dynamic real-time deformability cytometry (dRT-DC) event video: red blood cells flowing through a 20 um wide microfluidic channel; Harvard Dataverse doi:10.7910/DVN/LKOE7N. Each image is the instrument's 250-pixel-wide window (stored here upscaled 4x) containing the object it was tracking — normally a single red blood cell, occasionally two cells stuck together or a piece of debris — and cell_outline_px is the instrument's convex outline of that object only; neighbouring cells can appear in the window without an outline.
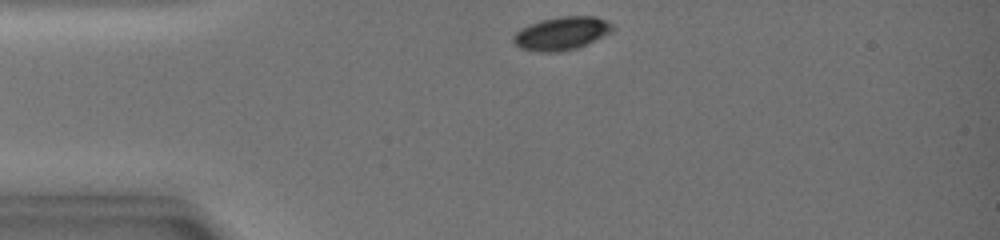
{"species": "common noctule bat (a hibernating species)", "species_latin": "Nyctalus noctula", "temperature_condition": "warm", "stored_images_in_passage": 30, "camera_frame_rate_fps": 3000, "um_per_image_px": 0.085, "animal": {"sex": "female", "body_mass_g": 19.0, "forearm_length_mm": 51.5}, "frame": {"image": 1, "passage_image": 1, "time_ms": 0.0, "image_size_px": [1000, 240], "cell_outline_px": [[612, 32], [588, 44], [576, 48], [560, 52], [536, 52], [520, 48], [512, 40], [512, 36], [520, 28], [528, 24], [540, 20], [560, 16], [596, 16], [612, 24]], "centroid_in_image_um": [47.7, 2.84], "position_along_channel_um": 37.3, "area_um2": 19.36}}
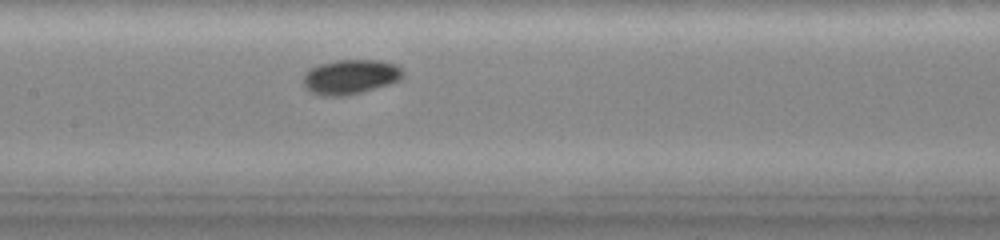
{"frame": {"image": 2, "passage_image": 13, "time_ms": 4.0, "image_size_px": [1000, 240], "cell_outline_px": [[404, 76], [400, 80], [388, 84], [348, 96], [320, 96], [312, 92], [304, 84], [304, 72], [308, 68], [320, 64], [336, 60], [380, 60], [396, 64], [404, 68]], "centroid_in_image_um": [29.81, 6.52], "position_along_channel_um": 177.6, "area_um2": 20.35}}
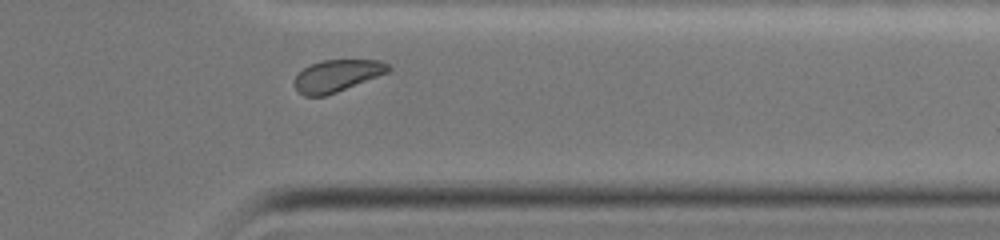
{"frame": {"image": 3, "passage_image": 27, "time_ms": 8.667, "image_size_px": [1000, 240], "cell_outline_px": [[392, 68], [388, 72], [336, 92], [324, 96], [304, 96], [296, 88], [296, 76], [304, 68], [320, 60], [380, 60], [388, 64]], "centroid_in_image_um": [28.67, 6.42], "position_along_channel_um": 382.7, "area_um2": 17.11}, "authors_computed_cell_mechanics": {"area_um2": 19.363, "velocity_mm_per_s": 4.3799, "shape_relaxation_time_tau1_ms": 1.5382, "shape_relaxation_time_tau2_ms": null, "deformation_change_tau1": 0.0629, "deformation_change_tau2": null}}